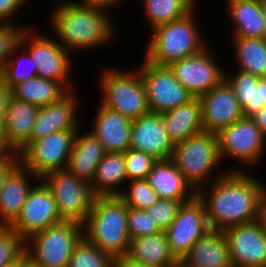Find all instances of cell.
<instances>
[{
  "label": "cell",
  "instance_id": "45",
  "mask_svg": "<svg viewBox=\"0 0 266 267\" xmlns=\"http://www.w3.org/2000/svg\"><path fill=\"white\" fill-rule=\"evenodd\" d=\"M11 97V90L4 84L0 78V121H3L7 103Z\"/></svg>",
  "mask_w": 266,
  "mask_h": 267
},
{
  "label": "cell",
  "instance_id": "5",
  "mask_svg": "<svg viewBox=\"0 0 266 267\" xmlns=\"http://www.w3.org/2000/svg\"><path fill=\"white\" fill-rule=\"evenodd\" d=\"M171 160L196 191L228 171H244L242 167L237 166L213 175L215 168H218L223 160L220 157L216 133L204 130L174 145Z\"/></svg>",
  "mask_w": 266,
  "mask_h": 267
},
{
  "label": "cell",
  "instance_id": "50",
  "mask_svg": "<svg viewBox=\"0 0 266 267\" xmlns=\"http://www.w3.org/2000/svg\"><path fill=\"white\" fill-rule=\"evenodd\" d=\"M261 219L263 220L266 227V193L264 195L262 206H261Z\"/></svg>",
  "mask_w": 266,
  "mask_h": 267
},
{
  "label": "cell",
  "instance_id": "4",
  "mask_svg": "<svg viewBox=\"0 0 266 267\" xmlns=\"http://www.w3.org/2000/svg\"><path fill=\"white\" fill-rule=\"evenodd\" d=\"M194 9L195 7L181 19L152 29L151 39L146 44V61L156 65H169L200 52L208 45L200 35Z\"/></svg>",
  "mask_w": 266,
  "mask_h": 267
},
{
  "label": "cell",
  "instance_id": "20",
  "mask_svg": "<svg viewBox=\"0 0 266 267\" xmlns=\"http://www.w3.org/2000/svg\"><path fill=\"white\" fill-rule=\"evenodd\" d=\"M40 178L20 162L7 174L0 190V226H10L18 217L21 208L33 188L30 183Z\"/></svg>",
  "mask_w": 266,
  "mask_h": 267
},
{
  "label": "cell",
  "instance_id": "12",
  "mask_svg": "<svg viewBox=\"0 0 266 267\" xmlns=\"http://www.w3.org/2000/svg\"><path fill=\"white\" fill-rule=\"evenodd\" d=\"M142 60L138 71L145 85L149 111L162 114L193 99L168 65Z\"/></svg>",
  "mask_w": 266,
  "mask_h": 267
},
{
  "label": "cell",
  "instance_id": "16",
  "mask_svg": "<svg viewBox=\"0 0 266 267\" xmlns=\"http://www.w3.org/2000/svg\"><path fill=\"white\" fill-rule=\"evenodd\" d=\"M62 221L50 189L41 180L38 185H33L18 217L10 227L26 240L36 232Z\"/></svg>",
  "mask_w": 266,
  "mask_h": 267
},
{
  "label": "cell",
  "instance_id": "52",
  "mask_svg": "<svg viewBox=\"0 0 266 267\" xmlns=\"http://www.w3.org/2000/svg\"><path fill=\"white\" fill-rule=\"evenodd\" d=\"M5 267H16V265H10V266H5Z\"/></svg>",
  "mask_w": 266,
  "mask_h": 267
},
{
  "label": "cell",
  "instance_id": "11",
  "mask_svg": "<svg viewBox=\"0 0 266 267\" xmlns=\"http://www.w3.org/2000/svg\"><path fill=\"white\" fill-rule=\"evenodd\" d=\"M216 137L221 159L230 157L238 163L242 161L247 168L258 164L266 150V136L251 118L242 117L218 131Z\"/></svg>",
  "mask_w": 266,
  "mask_h": 267
},
{
  "label": "cell",
  "instance_id": "42",
  "mask_svg": "<svg viewBox=\"0 0 266 267\" xmlns=\"http://www.w3.org/2000/svg\"><path fill=\"white\" fill-rule=\"evenodd\" d=\"M25 3L26 0H0V24L11 23V19Z\"/></svg>",
  "mask_w": 266,
  "mask_h": 267
},
{
  "label": "cell",
  "instance_id": "49",
  "mask_svg": "<svg viewBox=\"0 0 266 267\" xmlns=\"http://www.w3.org/2000/svg\"><path fill=\"white\" fill-rule=\"evenodd\" d=\"M16 267H42L36 264L28 255H24L17 263Z\"/></svg>",
  "mask_w": 266,
  "mask_h": 267
},
{
  "label": "cell",
  "instance_id": "46",
  "mask_svg": "<svg viewBox=\"0 0 266 267\" xmlns=\"http://www.w3.org/2000/svg\"><path fill=\"white\" fill-rule=\"evenodd\" d=\"M113 267H149L143 263L132 260L127 255L113 258Z\"/></svg>",
  "mask_w": 266,
  "mask_h": 267
},
{
  "label": "cell",
  "instance_id": "33",
  "mask_svg": "<svg viewBox=\"0 0 266 267\" xmlns=\"http://www.w3.org/2000/svg\"><path fill=\"white\" fill-rule=\"evenodd\" d=\"M143 3L149 28L181 19L194 7L196 0H139Z\"/></svg>",
  "mask_w": 266,
  "mask_h": 267
},
{
  "label": "cell",
  "instance_id": "37",
  "mask_svg": "<svg viewBox=\"0 0 266 267\" xmlns=\"http://www.w3.org/2000/svg\"><path fill=\"white\" fill-rule=\"evenodd\" d=\"M25 255V239L10 226H0V267L16 265Z\"/></svg>",
  "mask_w": 266,
  "mask_h": 267
},
{
  "label": "cell",
  "instance_id": "10",
  "mask_svg": "<svg viewBox=\"0 0 266 267\" xmlns=\"http://www.w3.org/2000/svg\"><path fill=\"white\" fill-rule=\"evenodd\" d=\"M27 31L28 29H24L19 43L29 52L38 76L58 81L68 91L74 90L73 84L69 82L71 79H68L71 78V53L66 51L55 38L53 40L40 34L37 36L36 31L34 33L30 31L29 34Z\"/></svg>",
  "mask_w": 266,
  "mask_h": 267
},
{
  "label": "cell",
  "instance_id": "36",
  "mask_svg": "<svg viewBox=\"0 0 266 267\" xmlns=\"http://www.w3.org/2000/svg\"><path fill=\"white\" fill-rule=\"evenodd\" d=\"M130 189L122 190L118 197L128 206L135 209L147 210L159 199V195L151 188L147 179L127 181Z\"/></svg>",
  "mask_w": 266,
  "mask_h": 267
},
{
  "label": "cell",
  "instance_id": "48",
  "mask_svg": "<svg viewBox=\"0 0 266 267\" xmlns=\"http://www.w3.org/2000/svg\"><path fill=\"white\" fill-rule=\"evenodd\" d=\"M4 155H15V154L8 148L4 135V127L2 122L0 121V156Z\"/></svg>",
  "mask_w": 266,
  "mask_h": 267
},
{
  "label": "cell",
  "instance_id": "34",
  "mask_svg": "<svg viewBox=\"0 0 266 267\" xmlns=\"http://www.w3.org/2000/svg\"><path fill=\"white\" fill-rule=\"evenodd\" d=\"M16 53L20 55H17ZM36 76H38V72L36 66H34V63L30 58L29 52L19 43L14 48L8 61L5 63L0 74V78L4 84L11 89L19 82L34 78Z\"/></svg>",
  "mask_w": 266,
  "mask_h": 267
},
{
  "label": "cell",
  "instance_id": "21",
  "mask_svg": "<svg viewBox=\"0 0 266 267\" xmlns=\"http://www.w3.org/2000/svg\"><path fill=\"white\" fill-rule=\"evenodd\" d=\"M40 107L10 97L2 121L8 148L16 155L30 142Z\"/></svg>",
  "mask_w": 266,
  "mask_h": 267
},
{
  "label": "cell",
  "instance_id": "32",
  "mask_svg": "<svg viewBox=\"0 0 266 267\" xmlns=\"http://www.w3.org/2000/svg\"><path fill=\"white\" fill-rule=\"evenodd\" d=\"M239 70L266 77V39L232 37Z\"/></svg>",
  "mask_w": 266,
  "mask_h": 267
},
{
  "label": "cell",
  "instance_id": "1",
  "mask_svg": "<svg viewBox=\"0 0 266 267\" xmlns=\"http://www.w3.org/2000/svg\"><path fill=\"white\" fill-rule=\"evenodd\" d=\"M254 177L247 174L246 169L228 171L210 182L208 191L203 187L197 190L211 230L224 231L261 218L266 184Z\"/></svg>",
  "mask_w": 266,
  "mask_h": 267
},
{
  "label": "cell",
  "instance_id": "30",
  "mask_svg": "<svg viewBox=\"0 0 266 267\" xmlns=\"http://www.w3.org/2000/svg\"><path fill=\"white\" fill-rule=\"evenodd\" d=\"M126 182L124 153L106 152L90 183L94 194L97 197L118 196L123 190L121 185Z\"/></svg>",
  "mask_w": 266,
  "mask_h": 267
},
{
  "label": "cell",
  "instance_id": "25",
  "mask_svg": "<svg viewBox=\"0 0 266 267\" xmlns=\"http://www.w3.org/2000/svg\"><path fill=\"white\" fill-rule=\"evenodd\" d=\"M80 129L75 136L72 151L66 170L72 175L91 183L96 168L106 154L103 144L91 132L80 134Z\"/></svg>",
  "mask_w": 266,
  "mask_h": 267
},
{
  "label": "cell",
  "instance_id": "17",
  "mask_svg": "<svg viewBox=\"0 0 266 267\" xmlns=\"http://www.w3.org/2000/svg\"><path fill=\"white\" fill-rule=\"evenodd\" d=\"M199 100L204 131L217 133L244 117L234 90L225 79L199 97Z\"/></svg>",
  "mask_w": 266,
  "mask_h": 267
},
{
  "label": "cell",
  "instance_id": "7",
  "mask_svg": "<svg viewBox=\"0 0 266 267\" xmlns=\"http://www.w3.org/2000/svg\"><path fill=\"white\" fill-rule=\"evenodd\" d=\"M101 74V105L135 120L149 112L146 89L139 71L104 70Z\"/></svg>",
  "mask_w": 266,
  "mask_h": 267
},
{
  "label": "cell",
  "instance_id": "31",
  "mask_svg": "<svg viewBox=\"0 0 266 267\" xmlns=\"http://www.w3.org/2000/svg\"><path fill=\"white\" fill-rule=\"evenodd\" d=\"M11 97L43 107L59 101L69 91L58 81L36 76L14 85Z\"/></svg>",
  "mask_w": 266,
  "mask_h": 267
},
{
  "label": "cell",
  "instance_id": "8",
  "mask_svg": "<svg viewBox=\"0 0 266 267\" xmlns=\"http://www.w3.org/2000/svg\"><path fill=\"white\" fill-rule=\"evenodd\" d=\"M40 180L50 189L63 221L83 224L97 197L90 182L65 170L46 173Z\"/></svg>",
  "mask_w": 266,
  "mask_h": 267
},
{
  "label": "cell",
  "instance_id": "51",
  "mask_svg": "<svg viewBox=\"0 0 266 267\" xmlns=\"http://www.w3.org/2000/svg\"><path fill=\"white\" fill-rule=\"evenodd\" d=\"M262 10H263V18L266 24V0H262ZM265 29H266V25H265ZM265 39H266V35H265Z\"/></svg>",
  "mask_w": 266,
  "mask_h": 267
},
{
  "label": "cell",
  "instance_id": "15",
  "mask_svg": "<svg viewBox=\"0 0 266 267\" xmlns=\"http://www.w3.org/2000/svg\"><path fill=\"white\" fill-rule=\"evenodd\" d=\"M232 267H266V227L260 218L223 231Z\"/></svg>",
  "mask_w": 266,
  "mask_h": 267
},
{
  "label": "cell",
  "instance_id": "38",
  "mask_svg": "<svg viewBox=\"0 0 266 267\" xmlns=\"http://www.w3.org/2000/svg\"><path fill=\"white\" fill-rule=\"evenodd\" d=\"M124 159L127 181L147 179L148 173L158 161L153 156L143 151L133 149H128L124 153Z\"/></svg>",
  "mask_w": 266,
  "mask_h": 267
},
{
  "label": "cell",
  "instance_id": "26",
  "mask_svg": "<svg viewBox=\"0 0 266 267\" xmlns=\"http://www.w3.org/2000/svg\"><path fill=\"white\" fill-rule=\"evenodd\" d=\"M170 141L176 145L203 131L202 107L199 98L161 114Z\"/></svg>",
  "mask_w": 266,
  "mask_h": 267
},
{
  "label": "cell",
  "instance_id": "2",
  "mask_svg": "<svg viewBox=\"0 0 266 267\" xmlns=\"http://www.w3.org/2000/svg\"><path fill=\"white\" fill-rule=\"evenodd\" d=\"M52 11L49 19L52 31L68 52L96 49L115 39L116 24L104 9L60 0Z\"/></svg>",
  "mask_w": 266,
  "mask_h": 267
},
{
  "label": "cell",
  "instance_id": "41",
  "mask_svg": "<svg viewBox=\"0 0 266 267\" xmlns=\"http://www.w3.org/2000/svg\"><path fill=\"white\" fill-rule=\"evenodd\" d=\"M23 29L17 23L0 24V74L14 48L19 44Z\"/></svg>",
  "mask_w": 266,
  "mask_h": 267
},
{
  "label": "cell",
  "instance_id": "18",
  "mask_svg": "<svg viewBox=\"0 0 266 267\" xmlns=\"http://www.w3.org/2000/svg\"><path fill=\"white\" fill-rule=\"evenodd\" d=\"M129 149L143 151L157 160L171 159L174 145L168 137L161 114L149 111L132 120Z\"/></svg>",
  "mask_w": 266,
  "mask_h": 267
},
{
  "label": "cell",
  "instance_id": "22",
  "mask_svg": "<svg viewBox=\"0 0 266 267\" xmlns=\"http://www.w3.org/2000/svg\"><path fill=\"white\" fill-rule=\"evenodd\" d=\"M96 110L91 133L106 152L125 153L130 148L132 120L101 104Z\"/></svg>",
  "mask_w": 266,
  "mask_h": 267
},
{
  "label": "cell",
  "instance_id": "43",
  "mask_svg": "<svg viewBox=\"0 0 266 267\" xmlns=\"http://www.w3.org/2000/svg\"><path fill=\"white\" fill-rule=\"evenodd\" d=\"M19 163L18 156L4 155L0 156V190L3 187L7 174Z\"/></svg>",
  "mask_w": 266,
  "mask_h": 267
},
{
  "label": "cell",
  "instance_id": "6",
  "mask_svg": "<svg viewBox=\"0 0 266 267\" xmlns=\"http://www.w3.org/2000/svg\"><path fill=\"white\" fill-rule=\"evenodd\" d=\"M82 237L81 223L62 221L26 239L25 254L42 267H68L73 249Z\"/></svg>",
  "mask_w": 266,
  "mask_h": 267
},
{
  "label": "cell",
  "instance_id": "44",
  "mask_svg": "<svg viewBox=\"0 0 266 267\" xmlns=\"http://www.w3.org/2000/svg\"><path fill=\"white\" fill-rule=\"evenodd\" d=\"M123 0H81V1H72L78 5L81 6H87V7H96L101 8L104 10H108L111 7H114L117 3L119 4Z\"/></svg>",
  "mask_w": 266,
  "mask_h": 267
},
{
  "label": "cell",
  "instance_id": "40",
  "mask_svg": "<svg viewBox=\"0 0 266 267\" xmlns=\"http://www.w3.org/2000/svg\"><path fill=\"white\" fill-rule=\"evenodd\" d=\"M187 201H175L170 199H159L153 206L145 210L153 222L165 231L177 216L181 205Z\"/></svg>",
  "mask_w": 266,
  "mask_h": 267
},
{
  "label": "cell",
  "instance_id": "23",
  "mask_svg": "<svg viewBox=\"0 0 266 267\" xmlns=\"http://www.w3.org/2000/svg\"><path fill=\"white\" fill-rule=\"evenodd\" d=\"M179 267H232L223 231L210 230L200 238L181 259Z\"/></svg>",
  "mask_w": 266,
  "mask_h": 267
},
{
  "label": "cell",
  "instance_id": "27",
  "mask_svg": "<svg viewBox=\"0 0 266 267\" xmlns=\"http://www.w3.org/2000/svg\"><path fill=\"white\" fill-rule=\"evenodd\" d=\"M229 19L233 21L232 37L265 38L262 0H227Z\"/></svg>",
  "mask_w": 266,
  "mask_h": 267
},
{
  "label": "cell",
  "instance_id": "28",
  "mask_svg": "<svg viewBox=\"0 0 266 267\" xmlns=\"http://www.w3.org/2000/svg\"><path fill=\"white\" fill-rule=\"evenodd\" d=\"M127 256L149 267H179V261L171 253L164 231L131 238Z\"/></svg>",
  "mask_w": 266,
  "mask_h": 267
},
{
  "label": "cell",
  "instance_id": "3",
  "mask_svg": "<svg viewBox=\"0 0 266 267\" xmlns=\"http://www.w3.org/2000/svg\"><path fill=\"white\" fill-rule=\"evenodd\" d=\"M128 206L118 196L96 197L83 225V237L112 258L127 255Z\"/></svg>",
  "mask_w": 266,
  "mask_h": 267
},
{
  "label": "cell",
  "instance_id": "13",
  "mask_svg": "<svg viewBox=\"0 0 266 267\" xmlns=\"http://www.w3.org/2000/svg\"><path fill=\"white\" fill-rule=\"evenodd\" d=\"M210 49L207 45L200 52L168 65L193 98L203 96L225 79V70L212 58Z\"/></svg>",
  "mask_w": 266,
  "mask_h": 267
},
{
  "label": "cell",
  "instance_id": "9",
  "mask_svg": "<svg viewBox=\"0 0 266 267\" xmlns=\"http://www.w3.org/2000/svg\"><path fill=\"white\" fill-rule=\"evenodd\" d=\"M77 131H57L30 140L17 155L19 162L40 179L48 172L65 170Z\"/></svg>",
  "mask_w": 266,
  "mask_h": 267
},
{
  "label": "cell",
  "instance_id": "24",
  "mask_svg": "<svg viewBox=\"0 0 266 267\" xmlns=\"http://www.w3.org/2000/svg\"><path fill=\"white\" fill-rule=\"evenodd\" d=\"M147 180L160 199L189 201L197 193L171 159L158 160L148 173Z\"/></svg>",
  "mask_w": 266,
  "mask_h": 267
},
{
  "label": "cell",
  "instance_id": "35",
  "mask_svg": "<svg viewBox=\"0 0 266 267\" xmlns=\"http://www.w3.org/2000/svg\"><path fill=\"white\" fill-rule=\"evenodd\" d=\"M68 267H113V258L82 237L73 249Z\"/></svg>",
  "mask_w": 266,
  "mask_h": 267
},
{
  "label": "cell",
  "instance_id": "14",
  "mask_svg": "<svg viewBox=\"0 0 266 267\" xmlns=\"http://www.w3.org/2000/svg\"><path fill=\"white\" fill-rule=\"evenodd\" d=\"M210 230L205 206L196 195L181 205L176 218L164 232L171 253L180 262L189 249Z\"/></svg>",
  "mask_w": 266,
  "mask_h": 267
},
{
  "label": "cell",
  "instance_id": "19",
  "mask_svg": "<svg viewBox=\"0 0 266 267\" xmlns=\"http://www.w3.org/2000/svg\"><path fill=\"white\" fill-rule=\"evenodd\" d=\"M73 91V92H72ZM77 98L74 90L59 101L40 107L33 125L31 140H37L51 133L64 130H79L81 123L77 114Z\"/></svg>",
  "mask_w": 266,
  "mask_h": 267
},
{
  "label": "cell",
  "instance_id": "47",
  "mask_svg": "<svg viewBox=\"0 0 266 267\" xmlns=\"http://www.w3.org/2000/svg\"><path fill=\"white\" fill-rule=\"evenodd\" d=\"M251 119L266 136V105L261 107L258 112L251 117Z\"/></svg>",
  "mask_w": 266,
  "mask_h": 267
},
{
  "label": "cell",
  "instance_id": "29",
  "mask_svg": "<svg viewBox=\"0 0 266 267\" xmlns=\"http://www.w3.org/2000/svg\"><path fill=\"white\" fill-rule=\"evenodd\" d=\"M236 72H225V80L233 88L244 117L251 118L266 105V77L260 78L239 69Z\"/></svg>",
  "mask_w": 266,
  "mask_h": 267
},
{
  "label": "cell",
  "instance_id": "39",
  "mask_svg": "<svg viewBox=\"0 0 266 267\" xmlns=\"http://www.w3.org/2000/svg\"><path fill=\"white\" fill-rule=\"evenodd\" d=\"M127 224L131 238L155 235L162 231L145 210L132 207H128Z\"/></svg>",
  "mask_w": 266,
  "mask_h": 267
}]
</instances>
